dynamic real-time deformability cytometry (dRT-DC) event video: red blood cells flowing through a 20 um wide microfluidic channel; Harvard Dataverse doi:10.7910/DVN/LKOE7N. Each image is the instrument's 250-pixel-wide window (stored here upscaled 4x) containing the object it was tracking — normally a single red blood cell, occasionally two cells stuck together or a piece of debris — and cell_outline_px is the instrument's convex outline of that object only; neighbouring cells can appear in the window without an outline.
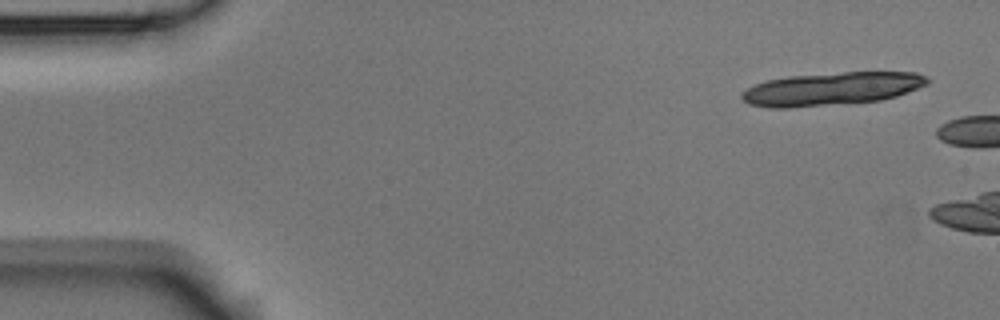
{"species": "Egyptian fruit bat (a non-hibernating species)", "species_latin": "Rousettus aegyptiacus", "temperature_condition": "room temperature", "stored_images_in_passage": 2, "camera_frame_rate_fps": 3000, "um_per_image_px": 0.085, "animal": {"sex": "male"}, "frame": {"image": 1, "passage_image": 1, "time_ms": 0.0, "image_size_px": [1000, 320], "cell_outline_px": [[932, 80], [928, 84], [896, 96], [880, 100], [788, 108], [768, 108], [748, 104], [740, 96], [740, 92], [756, 84], [768, 80], [788, 76], [844, 72], [916, 72], [928, 76]], "centroid_in_image_um": [70.7, 7.54], "position_along_channel_um": 14.3, "area_um2": 35.72}}